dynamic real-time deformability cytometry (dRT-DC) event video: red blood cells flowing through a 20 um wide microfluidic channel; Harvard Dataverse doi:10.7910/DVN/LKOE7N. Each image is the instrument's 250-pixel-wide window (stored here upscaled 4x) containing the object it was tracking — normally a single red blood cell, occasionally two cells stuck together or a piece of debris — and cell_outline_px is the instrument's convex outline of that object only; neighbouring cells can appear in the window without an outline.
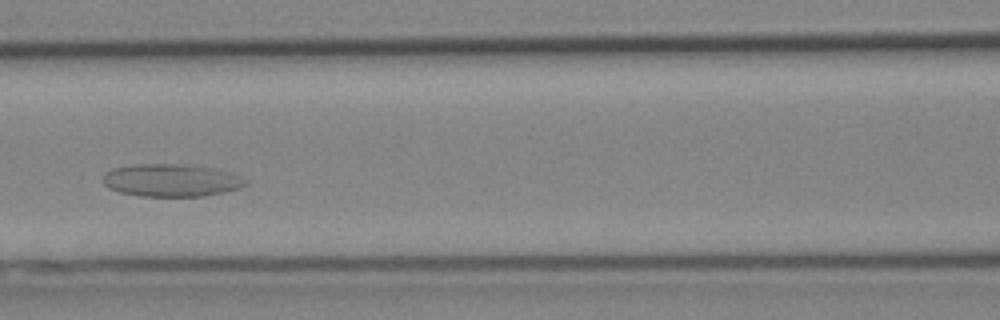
{"species": "Egyptian fruit bat (a non-hibernating species)", "species_latin": "Rousettus aegyptiacus", "temperature_condition": "cold", "stored_images_in_passage": 48, "camera_frame_rate_fps": 3000, "um_per_image_px": 0.085, "animal": {"sex": "female"}, "frame": {"image": 1, "passage_image": 19, "time_ms": 6.0, "image_size_px": [1000, 320], "cell_outline_px": [[248, 184], [240, 188], [204, 196], [140, 196], [120, 192], [108, 188], [100, 180], [104, 172], [112, 168], [132, 164], [176, 164], [212, 168], [240, 176]], "centroid_in_image_um": [14.46, 15.32], "position_along_channel_um": 152.1, "area_um2": 27.05}}
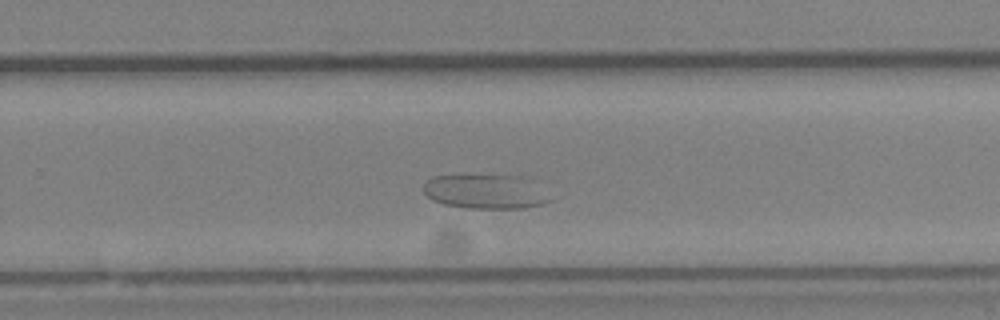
{"frame": {"image": 2, "passage_image": 30, "time_ms": 9.667, "image_size_px": [1000, 320], "cell_outline_px": [[552, 200], [544, 204], [524, 208], [468, 208], [444, 204], [432, 200], [424, 192], [424, 184], [432, 176], [460, 172], [520, 176]], "centroid_in_image_um": [41.11, 16.24], "position_along_channel_um": 288.7, "area_um2": 25.66}}
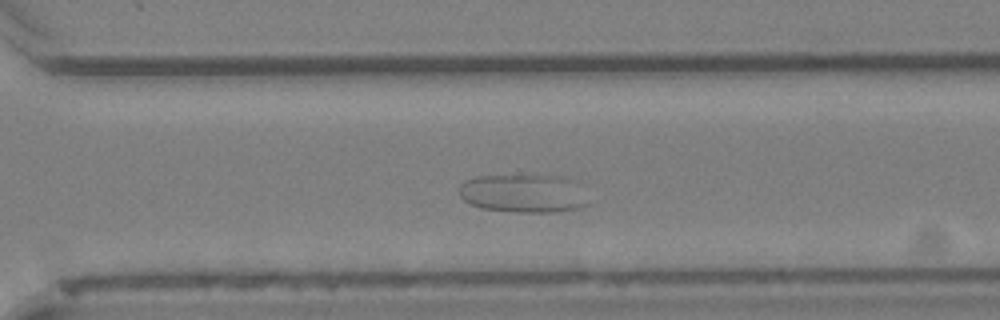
{"frame": {"image": 3, "passage_image": 33, "time_ms": 10.667, "image_size_px": [1000, 320], "cell_outline_px": [[588, 204], [580, 208], [552, 212], [516, 212], [484, 208], [468, 204], [460, 196], [460, 184], [464, 180], [476, 176], [568, 176], [572, 180]], "centroid_in_image_um": [44.42, 16.44], "position_along_channel_um": 326.2, "area_um2": 28.44}}